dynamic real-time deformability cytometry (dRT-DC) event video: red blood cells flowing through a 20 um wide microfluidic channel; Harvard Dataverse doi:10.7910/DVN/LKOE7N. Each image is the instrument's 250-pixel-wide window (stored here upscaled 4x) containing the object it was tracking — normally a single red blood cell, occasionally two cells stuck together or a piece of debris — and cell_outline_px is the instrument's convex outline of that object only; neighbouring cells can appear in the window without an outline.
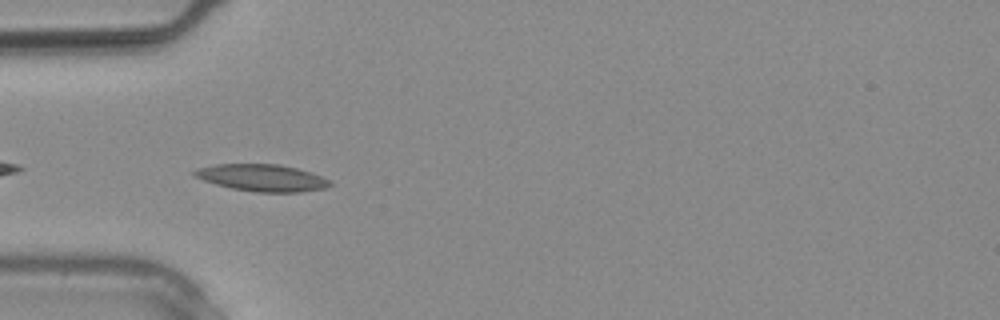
{"species": "common noctule bat (a hibernating species)", "species_latin": "Nyctalus noctula", "temperature_condition": "warm", "stored_images_in_passage": 4, "camera_frame_rate_fps": 3000, "um_per_image_px": 0.085, "animal": {"sex": "male", "body_mass_g": 20.4}, "frame": {"image": 1, "passage_image": 4, "time_ms": 1.0, "image_size_px": [1000, 320], "cell_outline_px": [[332, 184], [324, 188], [300, 192], [256, 192], [232, 188], [216, 184], [204, 180], [196, 176], [192, 172], [196, 168], [216, 164], [280, 164], [312, 172], [328, 180]], "centroid_in_image_um": [22.27, 15.1], "position_along_channel_um": 62.7, "area_um2": 21.1}}